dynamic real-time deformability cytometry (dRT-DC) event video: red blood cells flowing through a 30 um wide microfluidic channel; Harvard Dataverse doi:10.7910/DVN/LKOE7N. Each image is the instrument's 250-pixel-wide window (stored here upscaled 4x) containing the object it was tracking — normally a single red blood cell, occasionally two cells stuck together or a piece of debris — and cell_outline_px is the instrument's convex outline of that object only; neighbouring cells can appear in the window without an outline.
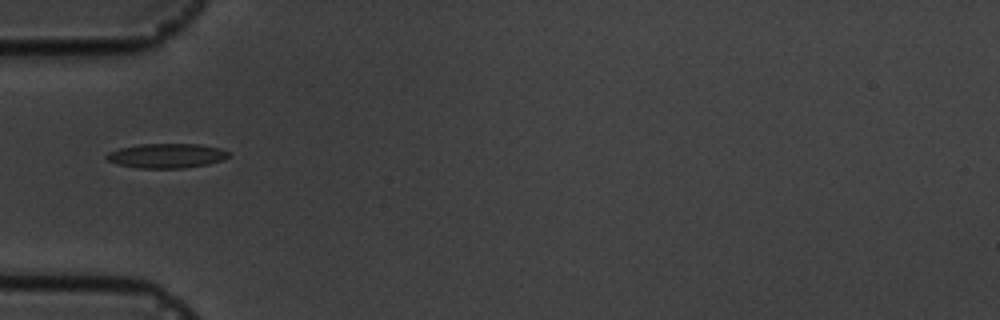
{"species": "common noctule bat (a hibernating species)", "species_latin": "Nyctalus noctula", "temperature_condition": "cold", "stored_images_in_passage": 1, "camera_frame_rate_fps": 3000, "um_per_image_px": 0.085, "animal": {"sex": "male", "body_mass_g": 19.5, "forearm_length_mm": 54.6}, "frame": {"image": 1, "passage_image": 1, "time_ms": 0.0, "image_size_px": [1000, 320], "cell_outline_px": [[232, 156], [224, 160], [208, 164], [184, 168], [136, 168], [116, 164], [108, 160], [104, 156], [108, 152], [120, 148], [140, 144], [200, 144], [220, 148], [228, 152]], "centroid_in_image_um": [14.18, 13.24], "position_along_channel_um": 70.8, "area_um2": 17.63}}